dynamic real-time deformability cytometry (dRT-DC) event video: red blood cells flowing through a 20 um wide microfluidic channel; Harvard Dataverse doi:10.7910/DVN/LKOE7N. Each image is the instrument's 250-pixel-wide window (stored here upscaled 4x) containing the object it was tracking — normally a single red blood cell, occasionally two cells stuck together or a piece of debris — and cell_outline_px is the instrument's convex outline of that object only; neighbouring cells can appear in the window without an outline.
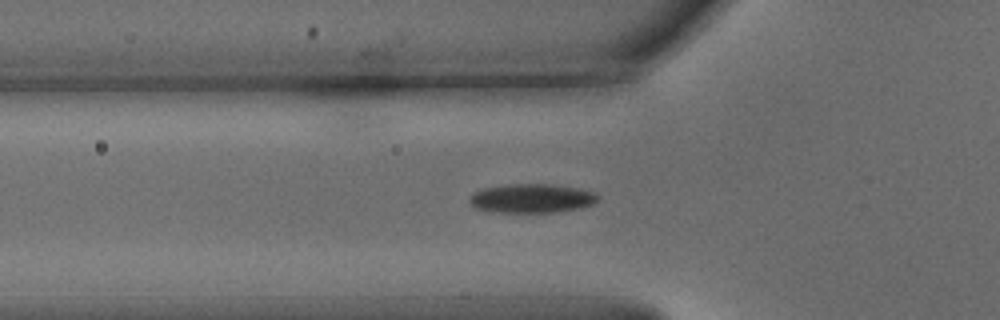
{"species": "common noctule bat (a hibernating species)", "species_latin": "Nyctalus noctula", "temperature_condition": "warm", "stored_images_in_passage": 38, "camera_frame_rate_fps": 3000, "um_per_image_px": 0.085, "animal": {"sex": "male", "body_mass_g": 15.6}, "frame": {"image": 1, "passage_image": 9, "time_ms": 2.667, "image_size_px": [1000, 320], "cell_outline_px": [[600, 200], [592, 204], [580, 208], [552, 212], [492, 212], [476, 208], [468, 200], [476, 192], [484, 188], [508, 184], [552, 184], [576, 188], [596, 192], [600, 196]], "centroid_in_image_um": [45.25, 16.86], "position_along_channel_um": 80.6, "area_um2": 21.62}}
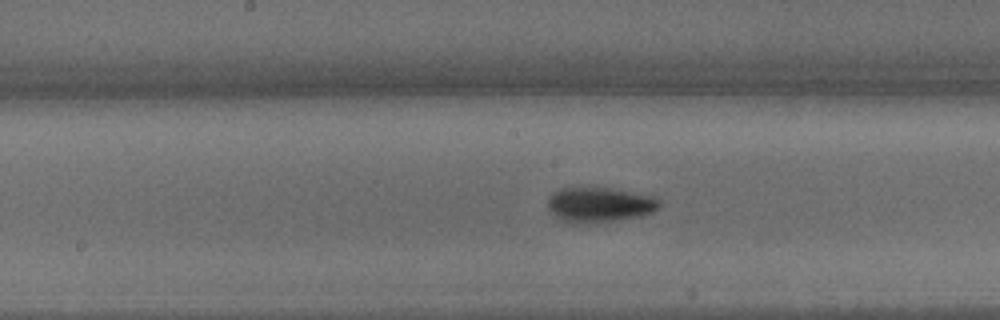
{"frame": {"image": 2, "passage_image": 18, "time_ms": 5.667, "image_size_px": [1000, 320], "cell_outline_px": [[660, 204], [652, 212], [640, 216], [612, 220], [572, 224], [556, 216], [548, 208], [548, 196], [552, 192], [560, 188], [608, 188], [652, 196], [660, 200]], "centroid_in_image_um": [50.91, 17.39], "position_along_channel_um": 197.3, "area_um2": 22.25}}
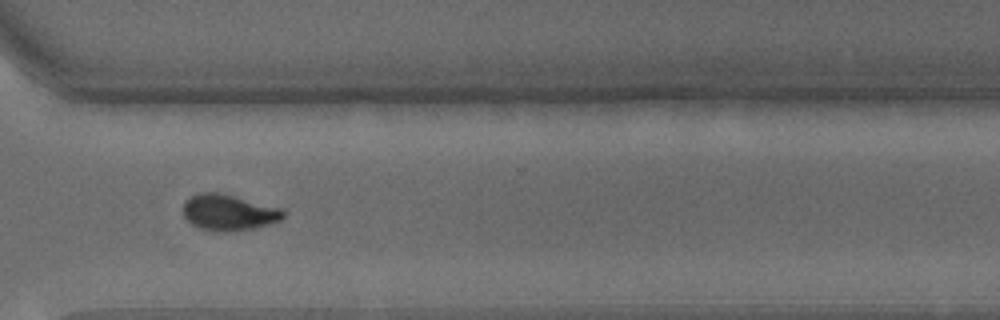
{"frame": {"image": 3, "passage_image": 30, "time_ms": 9.667, "image_size_px": [1000, 320], "cell_outline_px": [[284, 216], [280, 220], [256, 228], [224, 232], [200, 228], [192, 224], [184, 216], [184, 204], [192, 196], [200, 192], [216, 192], [280, 208], [284, 212]], "centroid_in_image_um": [19.43, 18.07], "position_along_channel_um": 351.2, "area_um2": 20.46}}